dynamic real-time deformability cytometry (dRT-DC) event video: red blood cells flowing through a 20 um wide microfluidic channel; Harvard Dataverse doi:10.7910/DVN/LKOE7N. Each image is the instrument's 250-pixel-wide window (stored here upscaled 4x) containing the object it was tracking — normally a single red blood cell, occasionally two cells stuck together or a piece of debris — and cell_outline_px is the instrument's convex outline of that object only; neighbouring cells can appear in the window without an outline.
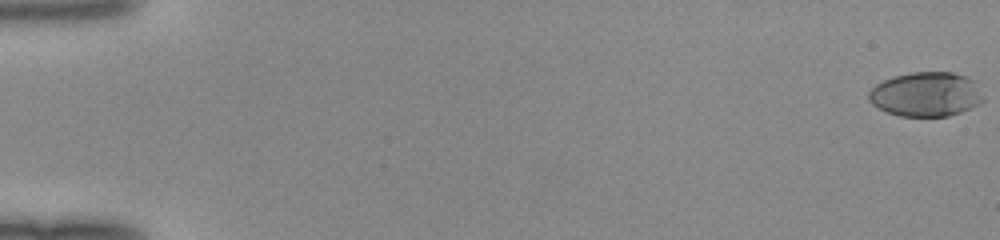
{"species": "human", "species_latin": "Homo sapiens", "temperature_condition": "room temperature", "stored_images_in_passage": 51, "camera_frame_rate_fps": 3000, "um_per_image_px": 0.085, "donor": {"sex": "female"}, "frame": {"image": 1, "passage_image": 1, "time_ms": 0.0, "image_size_px": [1000, 240], "cell_outline_px": [[984, 100], [980, 104], [972, 108], [948, 116], [900, 116], [888, 112], [872, 104], [868, 100], [868, 92], [876, 84], [892, 76], [912, 72], [952, 72], [964, 76], [972, 80]], "centroid_in_image_um": [78.68, 8.02], "position_along_channel_um": 6.3, "area_um2": 29.48}}
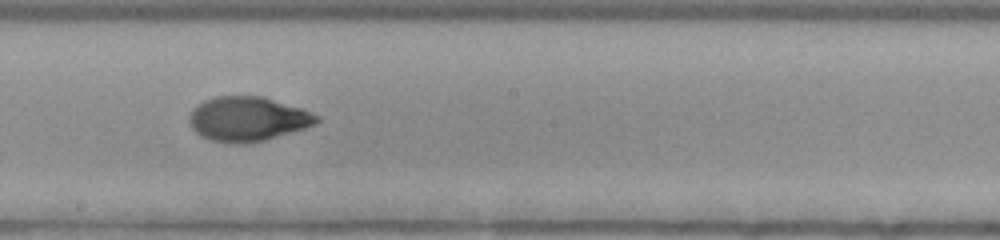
{"frame": {"image": 2, "passage_image": 30, "time_ms": 9.667, "image_size_px": [1000, 240], "cell_outline_px": [[320, 120], [316, 124], [304, 128], [264, 140], [244, 144], [240, 144], [208, 140], [200, 136], [192, 128], [188, 120], [192, 108], [196, 104], [204, 100], [216, 96], [260, 96], [304, 108], [320, 116]], "centroid_in_image_um": [21.04, 10.1], "position_along_channel_um": 227.2, "area_um2": 33.23}}
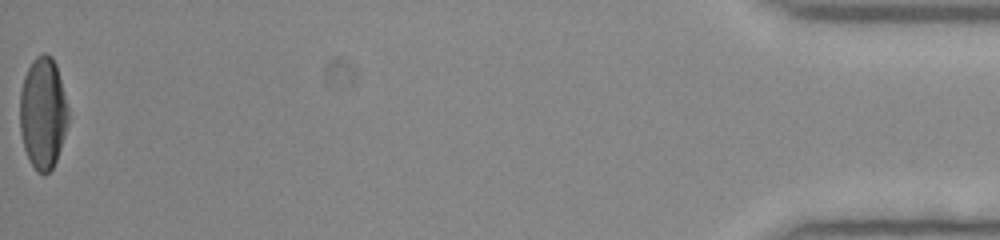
{"frame": {"image": 3, "passage_image": 51, "time_ms": 16.667, "image_size_px": [1000, 240], "cell_outline_px": [[68, 124], [56, 160], [52, 168], [44, 176], [36, 172], [28, 160], [24, 148], [20, 132], [20, 92], [24, 76], [32, 60], [36, 56], [44, 52], [52, 56], [56, 64], [68, 108]], "centroid_in_image_um": [3.63, 9.63], "position_along_channel_um": 431.6, "area_um2": 31.67}}